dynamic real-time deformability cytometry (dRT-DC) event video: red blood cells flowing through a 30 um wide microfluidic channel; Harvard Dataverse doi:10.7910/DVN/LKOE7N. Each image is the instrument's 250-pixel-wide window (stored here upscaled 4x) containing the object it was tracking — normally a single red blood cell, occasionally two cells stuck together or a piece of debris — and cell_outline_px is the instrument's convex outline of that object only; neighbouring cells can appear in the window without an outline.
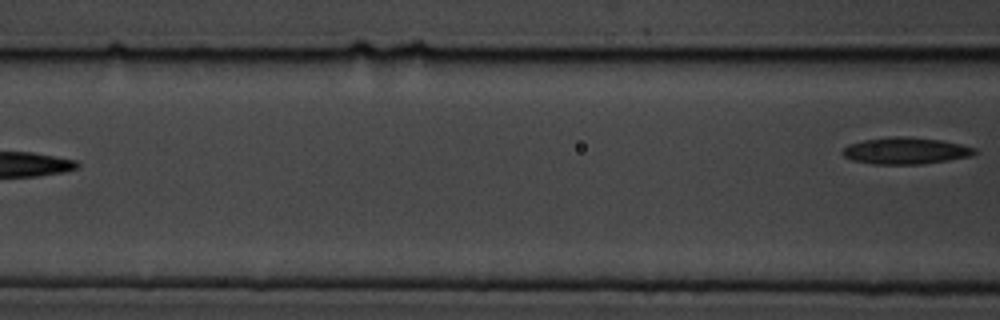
{"species": "common noctule bat (a hibernating species)", "species_latin": "Nyctalus noctula", "temperature_condition": "cold", "stored_images_in_passage": 4, "camera_frame_rate_fps": 3000, "um_per_image_px": 0.085, "animal": {"sex": "male", "body_mass_g": 19.5, "forearm_length_mm": 54.6}, "frame": {"image": 1, "passage_image": 4, "time_ms": 4.333, "image_size_px": [1000, 320], "cell_outline_px": [[980, 152], [972, 156], [924, 164], [872, 164], [852, 160], [844, 156], [840, 152], [848, 144], [864, 140], [892, 136], [908, 136], [940, 140], [960, 144], [976, 148]], "centroid_in_image_um": [76.99, 12.81], "position_along_channel_um": 89.6, "area_um2": 20.75}}